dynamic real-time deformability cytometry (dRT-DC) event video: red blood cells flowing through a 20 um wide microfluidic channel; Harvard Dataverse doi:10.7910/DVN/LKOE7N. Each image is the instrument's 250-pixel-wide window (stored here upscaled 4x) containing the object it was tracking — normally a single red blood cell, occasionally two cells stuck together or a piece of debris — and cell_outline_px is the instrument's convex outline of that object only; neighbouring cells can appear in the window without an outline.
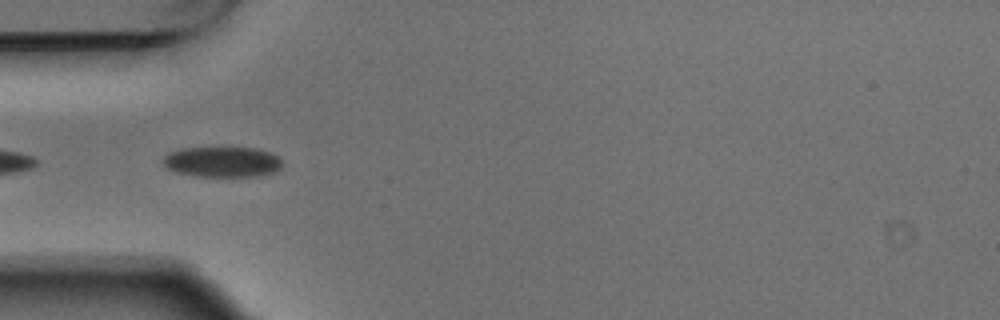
{"species": "Egyptian fruit bat (a non-hibernating species)", "species_latin": "Rousettus aegyptiacus", "temperature_condition": "warm", "stored_images_in_passage": 7, "camera_frame_rate_fps": 3000, "um_per_image_px": 0.085, "animal": {"sex": "male"}, "frame": {"image": 1, "passage_image": 4, "time_ms": 1.0, "image_size_px": [1000, 320], "cell_outline_px": [[280, 168], [272, 172], [252, 176], [200, 176], [176, 172], [164, 168], [164, 156], [168, 152], [180, 148], [256, 148], [280, 156]], "centroid_in_image_um": [18.84, 13.75], "position_along_channel_um": 66.2, "area_um2": 20.92}}
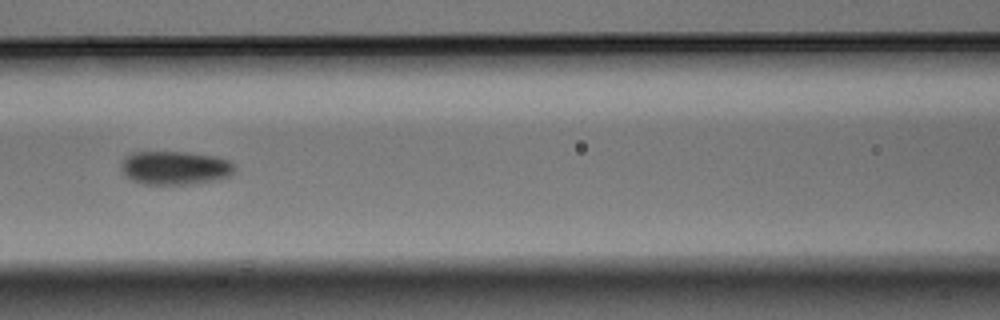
{"frame": {"image": 2, "passage_image": 6, "time_ms": 1.667, "image_size_px": [1000, 320], "cell_outline_px": [[236, 168], [228, 176], [208, 180], [184, 184], [148, 184], [136, 180], [128, 176], [124, 172], [124, 156], [132, 152], [184, 152], [216, 156], [228, 160], [236, 164]], "centroid_in_image_um": [14.92, 14.23], "position_along_channel_um": 151.7, "area_um2": 21.5}}
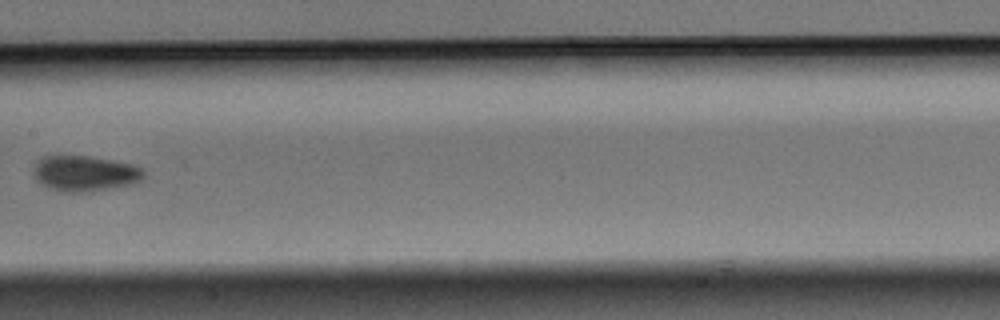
{"frame": {"image": 3, "passage_image": 7, "time_ms": 2.0, "image_size_px": [1000, 320], "cell_outline_px": [[144, 176], [136, 180], [124, 184], [100, 188], [72, 192], [52, 188], [36, 180], [36, 164], [44, 156], [88, 156], [112, 160], [132, 164], [140, 168], [144, 172]], "centroid_in_image_um": [7.18, 14.69], "position_along_channel_um": 200.2, "area_um2": 21.33}}